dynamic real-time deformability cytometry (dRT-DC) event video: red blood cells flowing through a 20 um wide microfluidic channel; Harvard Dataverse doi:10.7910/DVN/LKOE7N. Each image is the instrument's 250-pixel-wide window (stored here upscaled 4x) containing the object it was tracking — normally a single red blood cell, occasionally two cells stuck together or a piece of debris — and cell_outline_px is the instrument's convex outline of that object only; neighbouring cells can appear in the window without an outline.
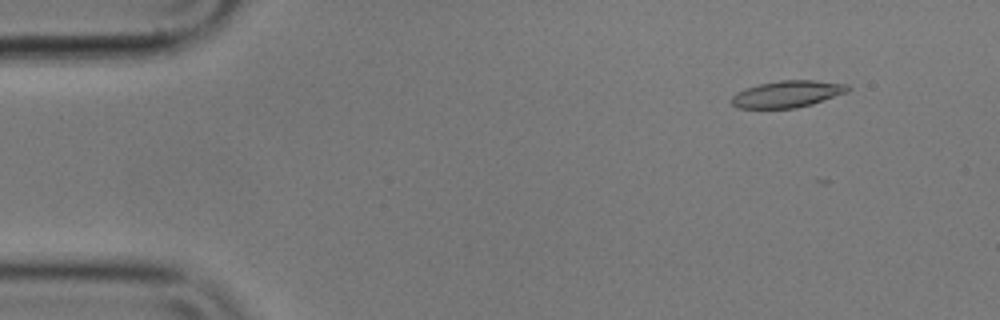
{"species": "common noctule bat (a hibernating species)", "species_latin": "Nyctalus noctula", "temperature_condition": "cold", "stored_images_in_passage": 10, "camera_frame_rate_fps": 3000, "um_per_image_px": 0.085, "animal": {"sex": "male", "body_mass_g": 17.9}, "frame": {"image": 1, "passage_image": 6, "time_ms": 1.667, "image_size_px": [1000, 320], "cell_outline_px": [[852, 88], [848, 92], [812, 104], [796, 108], [740, 108], [732, 104], [728, 100], [736, 92], [744, 88], [760, 84], [780, 80], [816, 80], [848, 84]], "centroid_in_image_um": [66.93, 7.98], "position_along_channel_um": 18.1, "area_um2": 18.32}}